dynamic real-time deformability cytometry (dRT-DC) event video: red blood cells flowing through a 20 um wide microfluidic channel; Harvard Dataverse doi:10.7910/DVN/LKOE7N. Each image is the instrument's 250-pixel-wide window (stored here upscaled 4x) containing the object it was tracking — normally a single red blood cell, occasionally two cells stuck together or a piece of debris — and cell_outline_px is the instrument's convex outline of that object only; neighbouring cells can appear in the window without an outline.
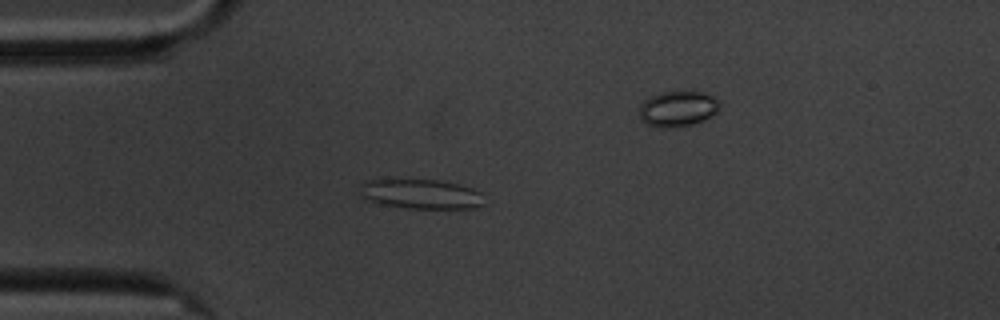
{"species": "common noctule bat (a hibernating species)", "species_latin": "Nyctalus noctula", "temperature_condition": "cold", "stored_images_in_passage": 59, "camera_frame_rate_fps": 3000, "um_per_image_px": 0.085, "animal": {"sex": "male", "body_mass_g": 20.1, "forearm_length_mm": 53.5}, "frame": {"image": 1, "passage_image": 15, "time_ms": 4.667, "image_size_px": [1000, 320], "cell_outline_px": [[484, 204], [476, 208], [408, 208], [376, 204], [360, 196], [360, 184], [364, 180], [440, 180], [460, 184], [472, 188], [480, 192]], "centroid_in_image_um": [35.75, 16.5], "position_along_channel_um": 49.3, "area_um2": 21.62}}
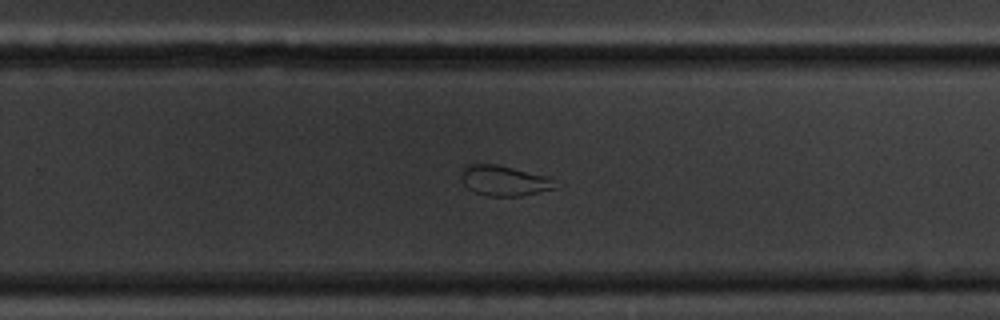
{"frame": {"image": 2, "passage_image": 37, "time_ms": 12.0, "image_size_px": [1000, 320], "cell_outline_px": [[556, 188], [520, 196], [488, 196], [476, 192], [468, 188], [464, 184], [460, 176], [460, 172], [464, 164], [496, 164], [548, 176], [556, 184]], "centroid_in_image_um": [42.81, 15.34], "position_along_channel_um": 287.0, "area_um2": 16.59}}
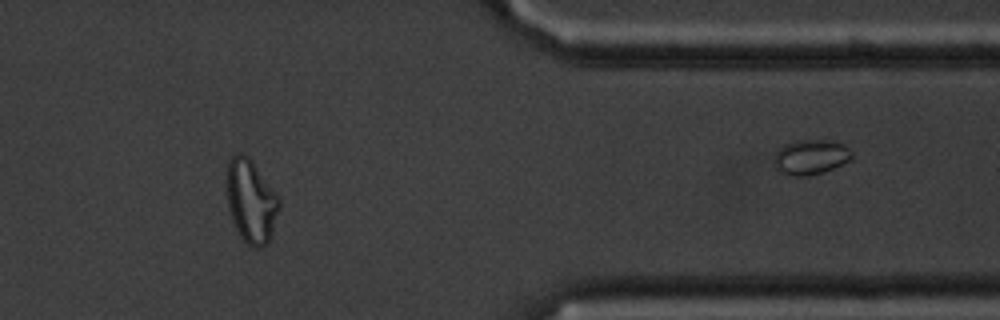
{"frame": {"image": 3, "passage_image": 48, "time_ms": 15.667, "image_size_px": [1000, 320], "cell_outline_px": [[280, 204], [272, 232], [268, 244], [260, 248], [252, 248], [240, 236], [232, 220], [228, 208], [224, 180], [228, 160], [232, 156], [240, 152], [248, 156], [252, 160], [280, 200]], "centroid_in_image_um": [21.28, 17.08], "position_along_channel_um": 390.1, "area_um2": 25.72}, "authors_computed_cell_mechanics": {"area_um2": 22.0796, "velocity_mm_per_s": 3.4019, "shape_relaxation_time_tau1_ms": null, "shape_relaxation_time_tau2_ms": 1.3303, "deformation_change_tau1": null, "deformation_change_tau2": 0.0874}}